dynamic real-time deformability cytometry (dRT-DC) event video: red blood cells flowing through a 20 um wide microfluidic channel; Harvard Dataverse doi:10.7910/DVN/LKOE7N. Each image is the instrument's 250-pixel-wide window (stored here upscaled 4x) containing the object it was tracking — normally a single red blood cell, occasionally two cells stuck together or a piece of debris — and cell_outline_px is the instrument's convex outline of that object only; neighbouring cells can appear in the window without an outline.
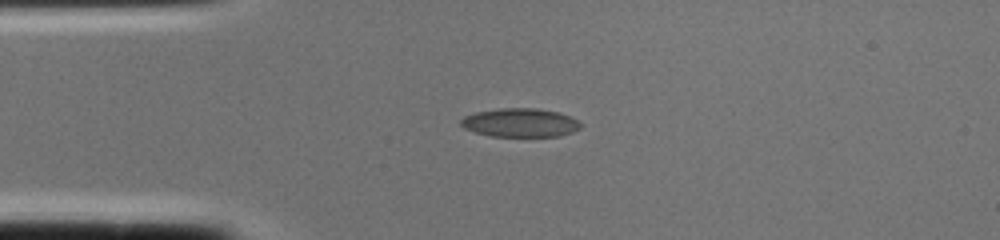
{"species": "common noctule bat (a hibernating species)", "species_latin": "Nyctalus noctula", "temperature_condition": "cold", "stored_images_in_passage": 2, "segment_of_instrument_passage": [1, 2], "camera_frame_rate_fps": 3000, "um_per_image_px": 0.085, "animal": {"sex": "female", "body_mass_g": 22.0, "forearm_length_mm": 56.7}, "frame": {"image": 1, "passage_image": 1, "time_ms": 0.0, "image_size_px": [1000, 240], "cell_outline_px": [[580, 128], [572, 132], [560, 136], [492, 136], [476, 132], [464, 128], [460, 124], [460, 120], [464, 116], [476, 112], [500, 108], [536, 108], [560, 112], [576, 120], [580, 124]], "centroid_in_image_um": [44.2, 10.42], "position_along_channel_um": 40.8, "area_um2": 19.88}}